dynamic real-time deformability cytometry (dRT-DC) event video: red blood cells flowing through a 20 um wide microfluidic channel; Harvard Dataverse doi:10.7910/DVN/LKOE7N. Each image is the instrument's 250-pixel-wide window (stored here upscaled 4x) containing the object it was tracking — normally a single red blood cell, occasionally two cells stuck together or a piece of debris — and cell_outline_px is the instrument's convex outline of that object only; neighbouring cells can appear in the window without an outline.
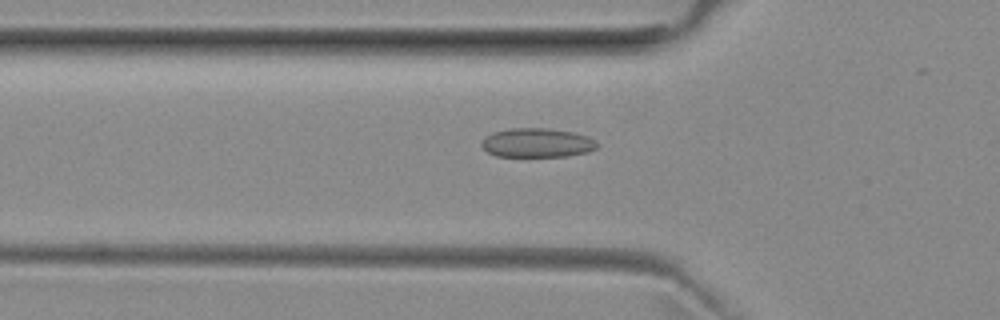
{"species": "common noctule bat (a hibernating species)", "species_latin": "Nyctalus noctula", "temperature_condition": "room temperature", "stored_images_in_passage": 40, "camera_frame_rate_fps": 3000, "um_per_image_px": 0.085, "animal": {"sex": "female", "body_mass_g": 29.2, "forearm_length_mm": 56.3}, "frame": {"image": 1, "passage_image": 16, "time_ms": 5.0, "image_size_px": [1000, 320], "cell_outline_px": [[600, 144], [596, 148], [588, 152], [568, 156], [496, 156], [488, 152], [480, 144], [480, 140], [484, 136], [492, 132], [512, 128], [548, 128], [572, 132], [588, 136], [596, 140]], "centroid_in_image_um": [45.65, 12.13], "position_along_channel_um": 80.2, "area_um2": 19.83}}
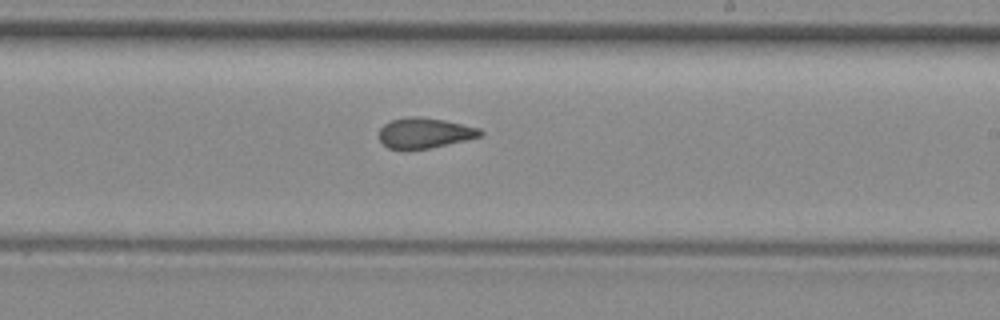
{"frame": {"image": 2, "passage_image": 29, "time_ms": 9.333, "image_size_px": [1000, 320], "cell_outline_px": [[484, 132], [480, 136], [464, 140], [428, 148], [388, 148], [380, 140], [380, 128], [384, 124], [392, 120], [408, 116], [420, 116], [444, 120], [480, 128]], "centroid_in_image_um": [36.09, 11.27], "position_along_channel_um": 252.9, "area_um2": 17.51}}
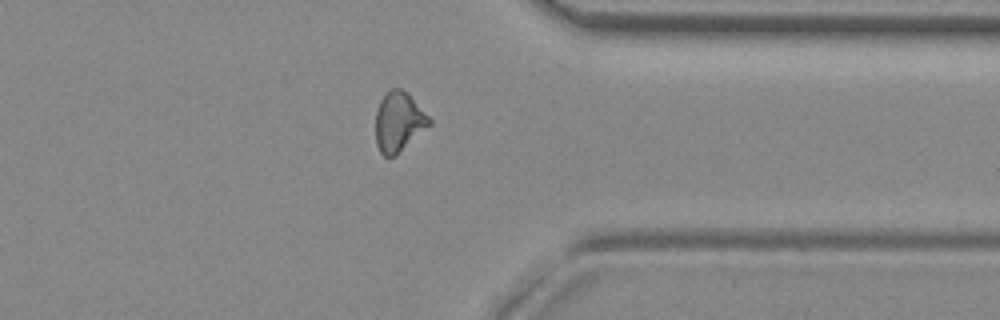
{"frame": {"image": 3, "passage_image": 39, "time_ms": 12.667, "image_size_px": [1000, 320], "cell_outline_px": [[432, 124], [396, 156], [384, 156], [380, 152], [376, 144], [376, 112], [380, 100], [392, 88], [400, 88], [408, 92], [432, 120]], "centroid_in_image_um": [33.91, 10.36], "position_along_channel_um": 377.5, "area_um2": 18.79}}